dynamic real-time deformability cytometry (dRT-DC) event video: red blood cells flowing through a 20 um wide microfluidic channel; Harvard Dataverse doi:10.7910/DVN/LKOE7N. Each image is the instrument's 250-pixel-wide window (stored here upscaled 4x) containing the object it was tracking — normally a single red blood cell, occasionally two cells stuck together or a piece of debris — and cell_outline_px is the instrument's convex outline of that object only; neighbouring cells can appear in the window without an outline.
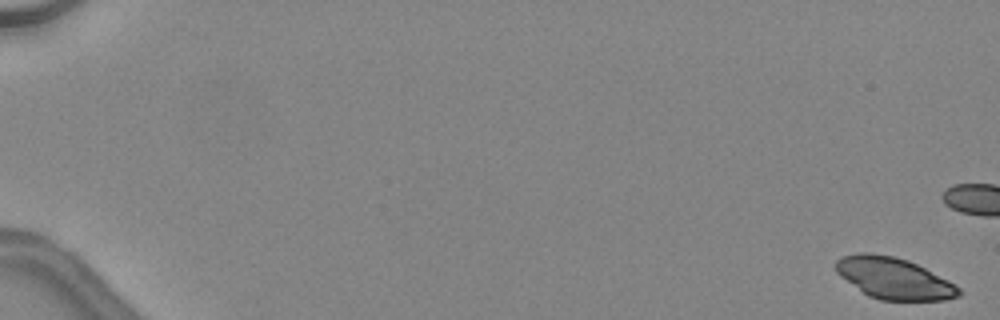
{"species": "common noctule bat (a hibernating species)", "species_latin": "Nyctalus noctula", "temperature_condition": "warm", "stored_images_in_passage": 18, "camera_frame_rate_fps": 3000, "um_per_image_px": 0.085, "animal": {"sex": "female", "body_mass_g": 24.6, "forearm_length_mm": 56.2}, "frame": {"image": 1, "passage_image": 1, "time_ms": 0.0, "image_size_px": [1000, 320], "cell_outline_px": [[960, 296], [944, 300], [880, 300], [868, 296], [840, 276], [836, 272], [836, 260], [844, 256], [860, 252], [872, 252], [892, 256], [908, 260], [948, 280], [960, 288]], "centroid_in_image_um": [75.96, 23.65], "position_along_channel_um": 9.0, "area_um2": 29.48}}